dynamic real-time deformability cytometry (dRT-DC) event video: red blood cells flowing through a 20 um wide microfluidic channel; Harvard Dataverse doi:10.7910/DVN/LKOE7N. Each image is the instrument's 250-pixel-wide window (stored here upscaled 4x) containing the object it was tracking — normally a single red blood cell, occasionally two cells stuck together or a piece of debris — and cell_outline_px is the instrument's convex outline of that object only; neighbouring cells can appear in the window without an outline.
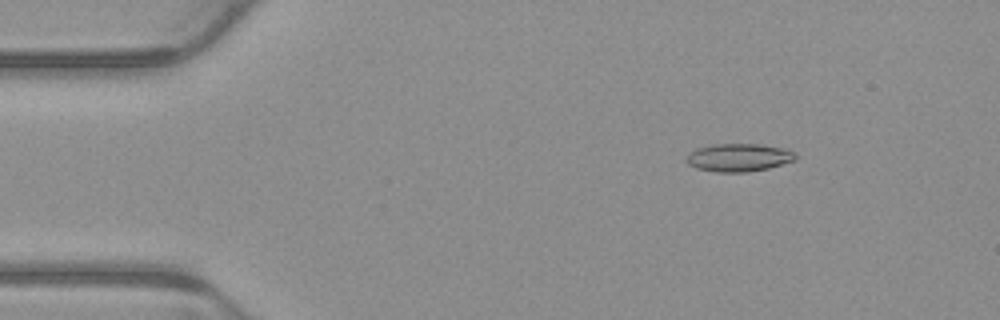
{"species": "common noctule bat (a hibernating species)", "species_latin": "Nyctalus noctula", "temperature_condition": "warm", "stored_images_in_passage": 6, "camera_frame_rate_fps": 3000, "um_per_image_px": 0.085, "animal": {"sex": "male", "body_mass_g": 23.1, "forearm_length_mm": 52.7}, "frame": {"image": 1, "passage_image": 3, "time_ms": 0.667, "image_size_px": [1000, 320], "cell_outline_px": [[796, 160], [768, 168], [748, 172], [716, 172], [696, 168], [688, 164], [688, 156], [696, 148], [712, 144], [760, 144], [784, 148], [796, 152]], "centroid_in_image_um": [62.83, 13.39], "position_along_channel_um": 22.2, "area_um2": 17.74}}